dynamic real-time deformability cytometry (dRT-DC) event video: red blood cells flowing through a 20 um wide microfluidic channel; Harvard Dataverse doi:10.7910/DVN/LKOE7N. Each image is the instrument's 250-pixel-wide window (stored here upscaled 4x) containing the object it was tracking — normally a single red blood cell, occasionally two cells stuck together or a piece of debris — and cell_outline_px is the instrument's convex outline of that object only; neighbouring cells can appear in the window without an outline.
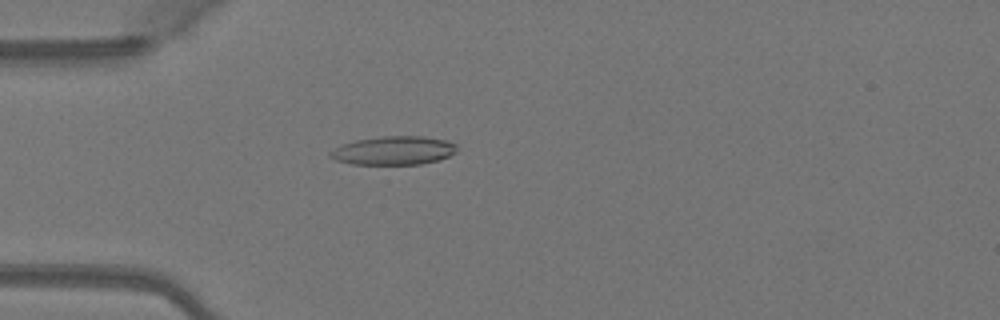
{"species": "Egyptian fruit bat (a non-hibernating species)", "species_latin": "Rousettus aegyptiacus", "temperature_condition": "warm", "stored_images_in_passage": 47, "camera_frame_rate_fps": 3000, "um_per_image_px": 0.085, "animal": {"sex": "female"}, "frame": {"image": 1, "passage_image": 12, "time_ms": 3.667, "image_size_px": [1000, 320], "cell_outline_px": [[456, 152], [448, 156], [436, 160], [420, 164], [352, 164], [336, 160], [328, 156], [328, 152], [344, 144], [356, 140], [380, 136], [424, 136], [448, 140], [456, 144]], "centroid_in_image_um": [33.46, 12.78], "position_along_channel_um": 51.5, "area_um2": 21.04}}
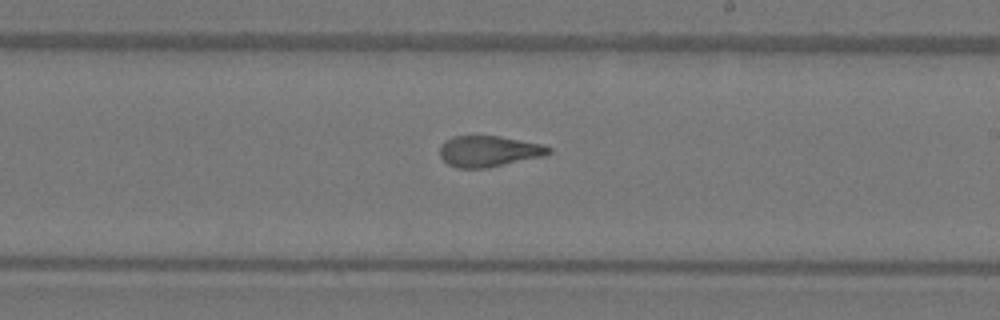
{"frame": {"image": 2, "passage_image": 27, "time_ms": 8.667, "image_size_px": [1000, 320], "cell_outline_px": [[552, 152], [544, 156], [488, 168], [456, 168], [448, 164], [440, 156], [440, 144], [452, 136], [500, 136], [544, 144], [552, 148]], "centroid_in_image_um": [41.57, 12.85], "position_along_channel_um": 247.4, "area_um2": 19.88}}
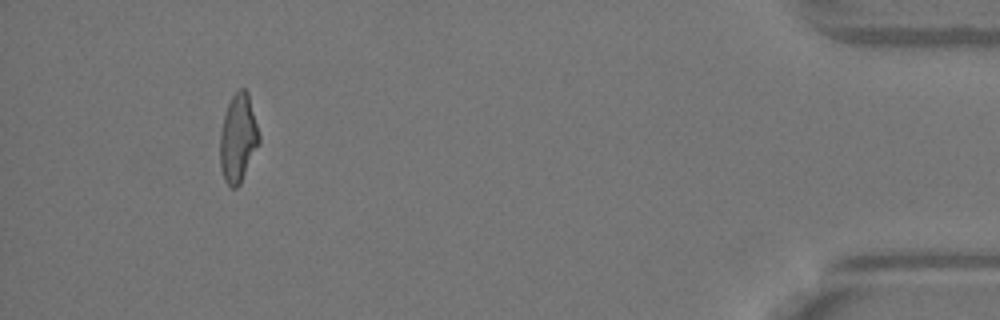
{"frame": {"image": 3, "passage_image": 44, "time_ms": 14.333, "image_size_px": [1000, 320], "cell_outline_px": [[260, 144], [240, 184], [236, 188], [232, 188], [224, 180], [220, 168], [220, 132], [224, 116], [228, 104], [232, 96], [240, 88], [244, 88], [248, 92], [260, 136]], "centroid_in_image_um": [20.24, 11.77], "position_along_channel_um": 415.0, "area_um2": 20.17}, "authors_computed_cell_mechanics": {"area_um2": 20.23, "velocity_mm_per_s": 4.1093, "shape_relaxation_time_tau1_ms": 9.3963, "shape_relaxation_time_tau2_ms": 1.7406, "deformation_change_tau1": 0.2713, "deformation_change_tau2": 0.0929}}